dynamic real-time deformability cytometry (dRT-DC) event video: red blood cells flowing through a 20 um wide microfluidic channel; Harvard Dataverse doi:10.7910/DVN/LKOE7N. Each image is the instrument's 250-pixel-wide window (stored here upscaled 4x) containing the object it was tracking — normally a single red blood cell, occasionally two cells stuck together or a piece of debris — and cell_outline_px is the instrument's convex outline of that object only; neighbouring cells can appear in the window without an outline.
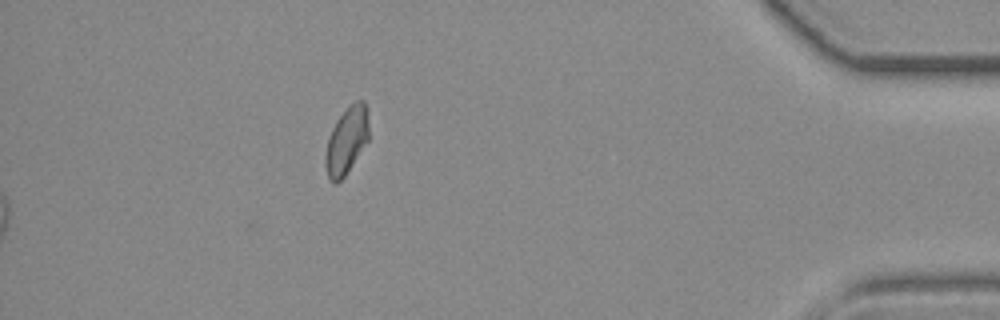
{"species": "common noctule bat (a hibernating species)", "species_latin": "Nyctalus noctula", "temperature_condition": "room temperature", "stored_images_in_passage": 36, "camera_frame_rate_fps": 3000, "um_per_image_px": 0.085, "animal": {"sex": "female", "body_mass_g": 19.3, "forearm_length_mm": 54.1}, "frame": {"image": 1, "passage_image": 36, "time_ms": 11.667, "image_size_px": [1000, 320], "cell_outline_px": [[368, 140], [344, 176], [336, 184], [332, 184], [328, 180], [324, 164], [324, 156], [328, 136], [336, 120], [356, 100], [364, 100], [368, 112]], "centroid_in_image_um": [29.42, 11.98], "position_along_channel_um": 405.8, "area_um2": 16.99}}